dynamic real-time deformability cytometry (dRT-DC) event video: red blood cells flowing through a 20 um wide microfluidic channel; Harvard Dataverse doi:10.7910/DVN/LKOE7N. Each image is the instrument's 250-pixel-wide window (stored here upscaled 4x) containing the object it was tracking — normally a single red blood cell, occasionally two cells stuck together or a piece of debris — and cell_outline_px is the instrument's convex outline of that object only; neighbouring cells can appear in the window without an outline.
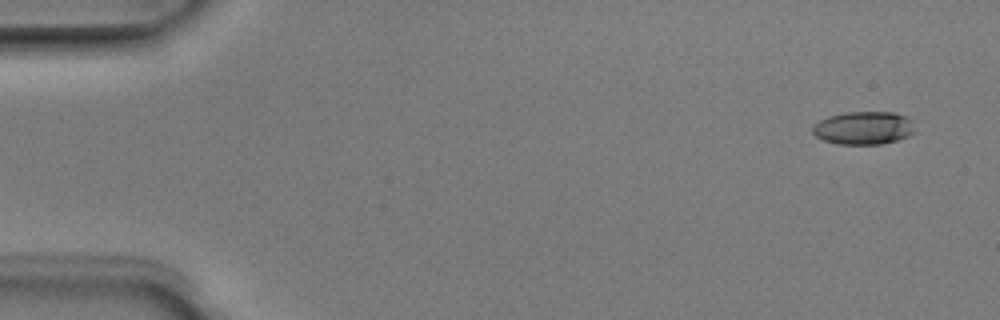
{"species": "Egyptian fruit bat (a non-hibernating species)", "species_latin": "Rousettus aegyptiacus", "temperature_condition": "room temperature", "stored_images_in_passage": 6, "camera_frame_rate_fps": 3000, "um_per_image_px": 0.085, "animal": {"sex": "male"}, "frame": {"image": 1, "passage_image": 1, "time_ms": 0.0, "image_size_px": [1000, 320], "cell_outline_px": [[916, 132], [908, 136], [896, 140], [880, 144], [836, 144], [824, 140], [816, 136], [812, 132], [812, 128], [820, 120], [828, 116], [848, 112], [892, 112], [904, 116], [912, 120]], "centroid_in_image_um": [73.42, 10.88], "position_along_channel_um": 11.6, "area_um2": 19.65}}
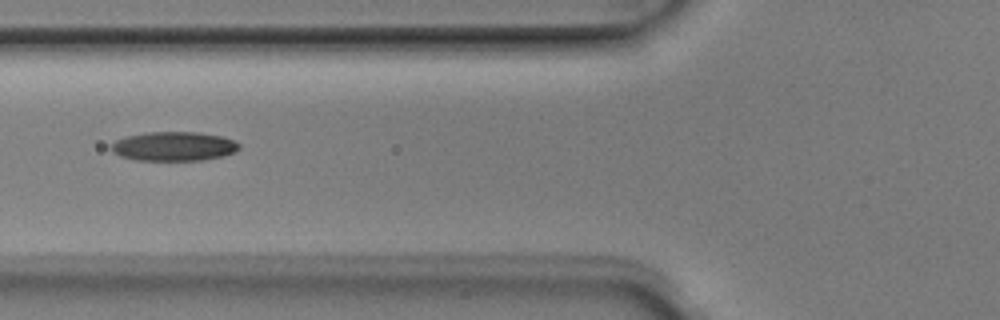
{"frame": {"image": 2, "passage_image": 5, "time_ms": 1.333, "image_size_px": [1000, 320], "cell_outline_px": [[240, 148], [236, 152], [224, 156], [204, 160], [136, 160], [120, 156], [112, 152], [108, 148], [116, 140], [124, 136], [148, 132], [196, 132], [220, 136], [232, 140], [240, 144]], "centroid_in_image_um": [14.75, 12.44], "position_along_channel_um": 111.0, "area_um2": 21.91}}
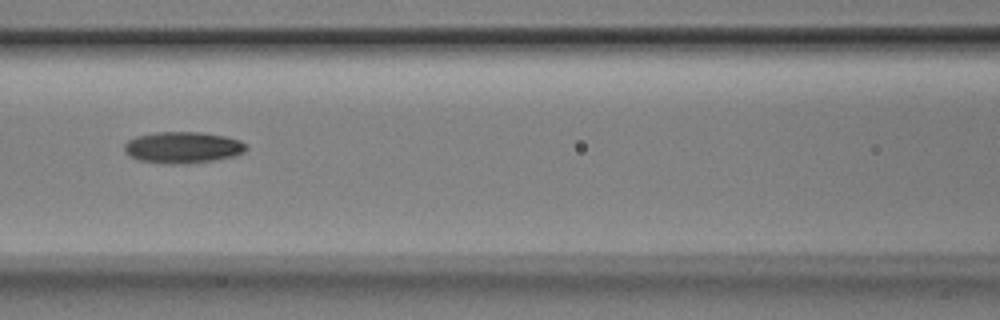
{"frame": {"image": 3, "passage_image": 6, "time_ms": 1.667, "image_size_px": [1000, 320], "cell_outline_px": [[248, 148], [244, 152], [236, 156], [216, 160], [188, 164], [164, 164], [136, 160], [128, 156], [124, 152], [124, 144], [128, 140], [136, 136], [152, 132], [200, 132], [224, 136], [240, 140]], "centroid_in_image_um": [15.5, 12.55], "position_along_channel_um": 151.1, "area_um2": 22.77}}